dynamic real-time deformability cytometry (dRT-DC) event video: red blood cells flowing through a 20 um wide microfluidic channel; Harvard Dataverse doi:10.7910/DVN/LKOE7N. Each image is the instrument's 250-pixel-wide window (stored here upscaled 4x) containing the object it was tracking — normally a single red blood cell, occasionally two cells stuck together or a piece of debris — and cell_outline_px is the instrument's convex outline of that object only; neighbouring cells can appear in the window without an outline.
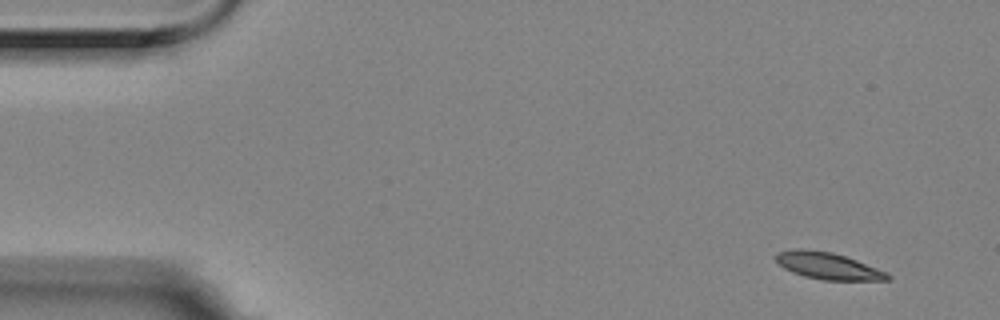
{"species": "Egyptian fruit bat (a non-hibernating species)", "species_latin": "Rousettus aegyptiacus", "temperature_condition": "room temperature", "stored_images_in_passage": 5, "camera_frame_rate_fps": 3000, "um_per_image_px": 0.085, "animal": {"sex": "female"}, "frame": {"image": 1, "passage_image": 1, "time_ms": 0.0, "image_size_px": [1000, 320], "cell_outline_px": [[892, 280], [824, 280], [804, 276], [792, 272], [784, 268], [776, 260], [776, 252], [796, 248], [800, 248], [832, 252], [856, 260], [876, 268], [892, 276]], "centroid_in_image_um": [70.35, 22.6], "position_along_channel_um": 14.6, "area_um2": 17.28}}
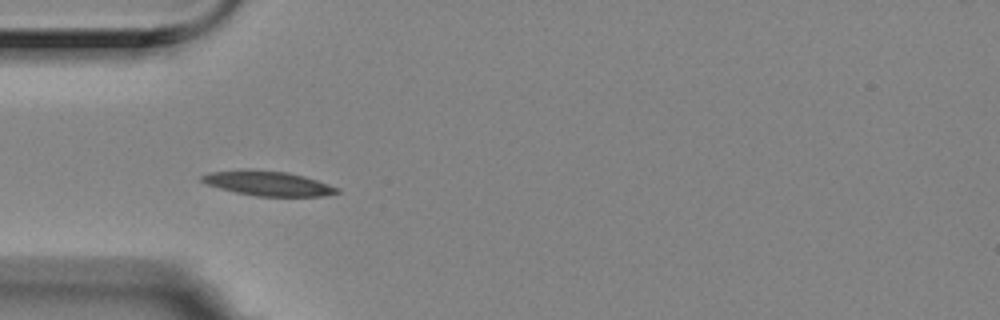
{"frame": {"image": 2, "passage_image": 4, "time_ms": 1.0, "image_size_px": [1000, 320], "cell_outline_px": [[340, 192], [324, 196], [256, 196], [236, 192], [220, 188], [208, 184], [200, 180], [200, 176], [208, 172], [248, 168], [288, 172], [304, 176], [340, 188]], "centroid_in_image_um": [22.76, 15.57], "position_along_channel_um": 62.2, "area_um2": 19.59}}
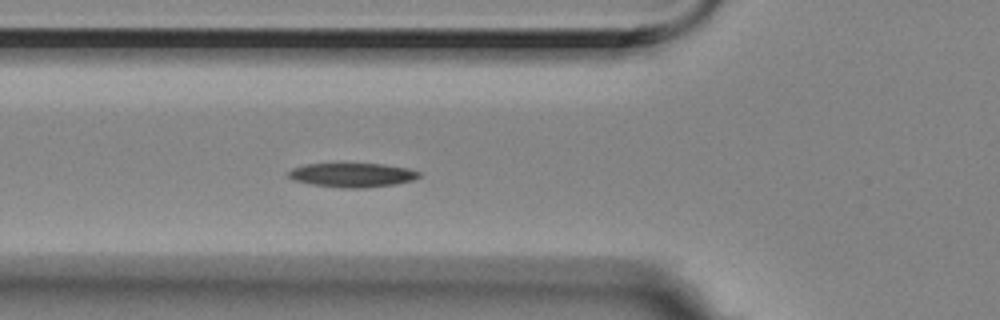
{"frame": {"image": 3, "passage_image": 5, "time_ms": 1.333, "image_size_px": [1000, 320], "cell_outline_px": [[420, 176], [412, 180], [396, 184], [364, 188], [340, 188], [312, 184], [296, 180], [288, 176], [288, 172], [292, 168], [304, 164], [384, 164], [408, 168], [420, 172]], "centroid_in_image_um": [29.96, 14.88], "position_along_channel_um": 95.8, "area_um2": 18.26}}